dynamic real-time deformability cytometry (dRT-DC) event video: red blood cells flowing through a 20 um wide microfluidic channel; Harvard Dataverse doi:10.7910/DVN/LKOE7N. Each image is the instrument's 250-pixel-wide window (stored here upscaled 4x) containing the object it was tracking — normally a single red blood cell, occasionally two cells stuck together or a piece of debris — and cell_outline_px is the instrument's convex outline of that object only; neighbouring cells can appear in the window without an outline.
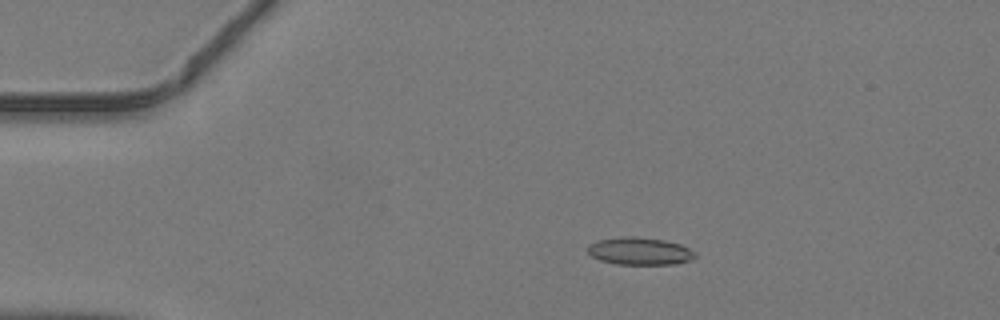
{"species": "common noctule bat (a hibernating species)", "species_latin": "Nyctalus noctula", "temperature_condition": "warm", "stored_images_in_passage": 48, "camera_frame_rate_fps": 3000, "um_per_image_px": 0.085, "animal": {"sex": "male", "body_mass_g": 19.2, "forearm_length_mm": 51.8}, "frame": {"image": 1, "passage_image": 10, "time_ms": 3.0, "image_size_px": [1000, 320], "cell_outline_px": [[696, 256], [692, 260], [676, 264], [616, 264], [600, 260], [592, 256], [588, 252], [588, 244], [596, 240], [620, 236], [636, 236], [664, 240], [680, 244], [696, 252]], "centroid_in_image_um": [54.37, 21.34], "position_along_channel_um": 30.6, "area_um2": 17.4}}
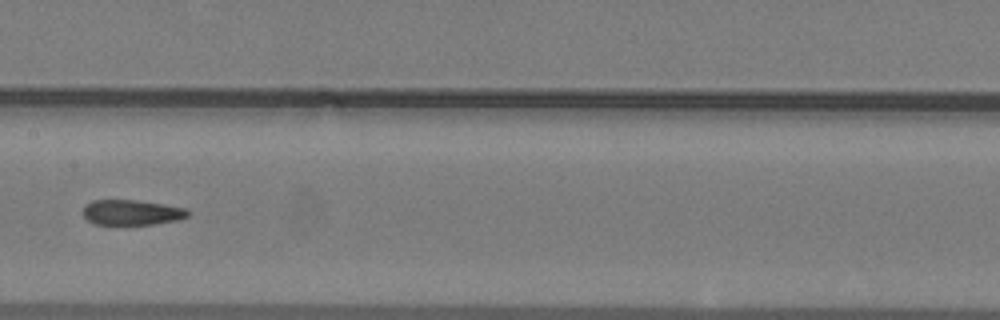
{"frame": {"image": 2, "passage_image": 25, "time_ms": 8.0, "image_size_px": [1000, 320], "cell_outline_px": [[188, 216], [180, 220], [152, 224], [116, 228], [96, 224], [88, 220], [84, 216], [84, 204], [92, 200], [136, 200], [164, 204], [188, 208]], "centroid_in_image_um": [11.17, 18.1], "position_along_channel_um": 196.2, "area_um2": 16.24}}
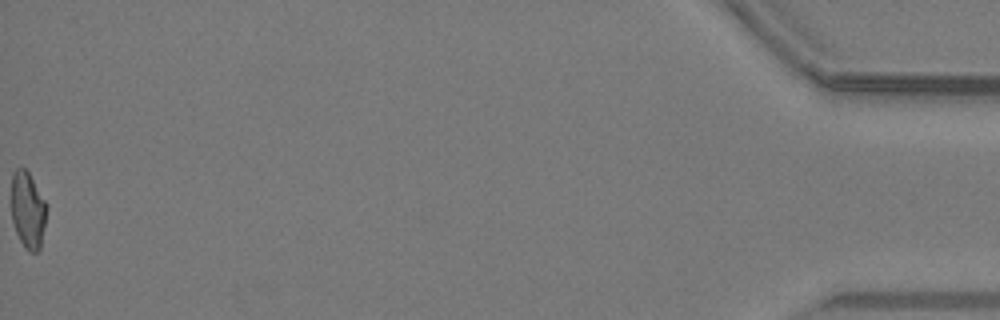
{"frame": {"image": 3, "passage_image": 48, "time_ms": 15.667, "image_size_px": [1000, 320], "cell_outline_px": [[48, 208], [40, 248], [36, 252], [28, 252], [24, 248], [16, 232], [12, 220], [12, 172], [16, 168], [24, 168], [28, 172], [44, 200]], "centroid_in_image_um": [2.37, 17.88], "position_along_channel_um": 432.8, "area_um2": 15.66}}